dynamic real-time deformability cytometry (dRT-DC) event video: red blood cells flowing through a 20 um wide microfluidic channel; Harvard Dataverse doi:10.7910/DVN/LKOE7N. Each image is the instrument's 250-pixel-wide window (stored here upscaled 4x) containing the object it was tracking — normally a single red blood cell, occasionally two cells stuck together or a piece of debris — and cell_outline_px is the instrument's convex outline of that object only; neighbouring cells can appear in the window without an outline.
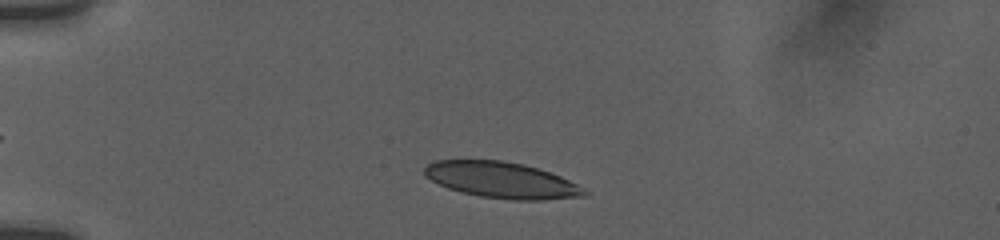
{"species": "human", "species_latin": "Homo sapiens", "temperature_condition": "room temperature", "stored_images_in_passage": 17, "camera_frame_rate_fps": 3000, "um_per_image_px": 0.085, "donor": {"sex": "female"}, "frame": {"image": 1, "passage_image": 3, "time_ms": 1.333, "image_size_px": [1000, 240], "cell_outline_px": [[588, 196], [540, 200], [512, 200], [480, 196], [460, 192], [448, 188], [424, 176], [424, 168], [428, 164], [436, 160], [504, 160], [524, 164], [560, 176], [584, 188], [588, 192]], "centroid_in_image_um": [42.64, 15.31], "position_along_channel_um": 42.4, "area_um2": 33.52}}
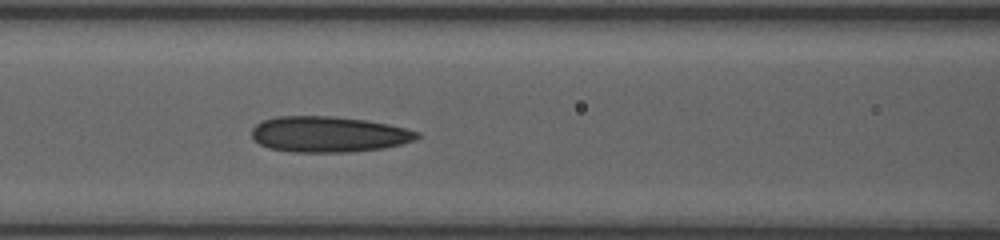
{"frame": {"image": 2, "passage_image": 12, "time_ms": 5.0, "image_size_px": [1000, 240], "cell_outline_px": [[420, 136], [416, 140], [384, 148], [348, 152], [292, 152], [268, 148], [260, 144], [252, 136], [252, 128], [260, 120], [276, 116], [336, 116], [364, 120], [388, 124], [420, 132]], "centroid_in_image_um": [27.91, 11.41], "position_along_channel_um": 138.7, "area_um2": 34.62}}
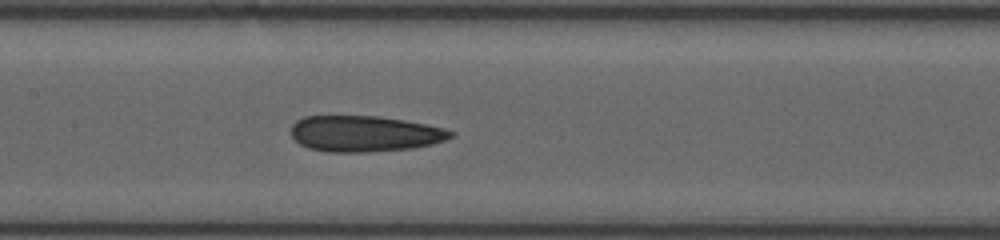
{"frame": {"image": 3, "passage_image": 17, "time_ms": 6.0, "image_size_px": [1000, 240], "cell_outline_px": [[456, 132], [452, 136], [444, 140], [432, 144], [412, 148], [364, 152], [328, 152], [308, 148], [300, 144], [292, 136], [292, 124], [296, 120], [304, 116], [380, 116], [404, 120], [444, 128]], "centroid_in_image_um": [30.98, 11.36], "position_along_channel_um": 176.4, "area_um2": 33.41}}